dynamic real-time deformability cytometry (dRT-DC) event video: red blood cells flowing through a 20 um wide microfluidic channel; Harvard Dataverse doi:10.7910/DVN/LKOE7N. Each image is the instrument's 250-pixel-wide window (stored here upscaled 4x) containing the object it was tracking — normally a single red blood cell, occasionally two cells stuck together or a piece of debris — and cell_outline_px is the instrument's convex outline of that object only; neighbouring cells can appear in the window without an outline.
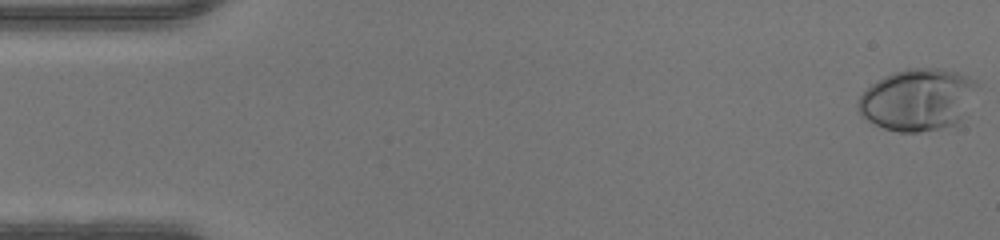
{"species": "human", "species_latin": "Homo sapiens", "temperature_condition": "warm", "stored_images_in_passage": 48, "camera_frame_rate_fps": 3000, "um_per_image_px": 0.085, "donor": {"sex": "male"}, "frame": {"image": 1, "passage_image": 1, "time_ms": 0.0, "image_size_px": [1000, 240], "cell_outline_px": [[980, 84], [956, 128], [920, 132], [900, 132], [884, 128], [860, 116], [856, 108], [856, 104], [860, 96], [872, 84], [884, 76], [892, 72], [908, 68], [944, 68], [968, 76], [976, 80]], "centroid_in_image_um": [78.03, 8.48], "position_along_channel_um": 7.0, "area_um2": 43.64}}
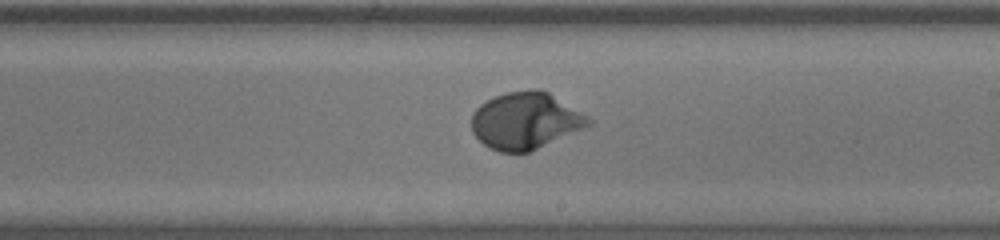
{"frame": {"image": 2, "passage_image": 28, "time_ms": 9.0, "image_size_px": [1000, 240], "cell_outline_px": [[596, 124], [528, 152], [500, 152], [488, 148], [472, 132], [472, 112], [480, 104], [504, 92], [532, 88], [540, 88], [548, 92], [588, 116]], "centroid_in_image_um": [44.69, 10.25], "position_along_channel_um": 244.3, "area_um2": 39.02}}
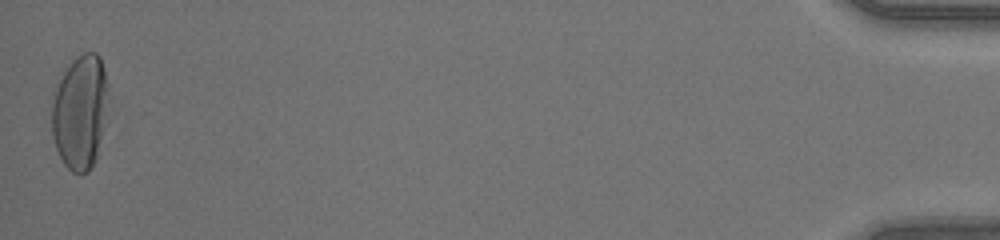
{"frame": {"image": 3, "passage_image": 48, "time_ms": 15.667, "image_size_px": [1000, 240], "cell_outline_px": [[108, 88], [96, 160], [88, 172], [80, 176], [72, 172], [64, 164], [56, 148], [52, 136], [52, 104], [56, 88], [64, 72], [72, 60], [76, 56], [84, 52], [96, 52], [100, 56], [104, 68], [108, 84]], "centroid_in_image_um": [6.79, 9.51], "position_along_channel_um": 428.4, "area_um2": 37.22}}